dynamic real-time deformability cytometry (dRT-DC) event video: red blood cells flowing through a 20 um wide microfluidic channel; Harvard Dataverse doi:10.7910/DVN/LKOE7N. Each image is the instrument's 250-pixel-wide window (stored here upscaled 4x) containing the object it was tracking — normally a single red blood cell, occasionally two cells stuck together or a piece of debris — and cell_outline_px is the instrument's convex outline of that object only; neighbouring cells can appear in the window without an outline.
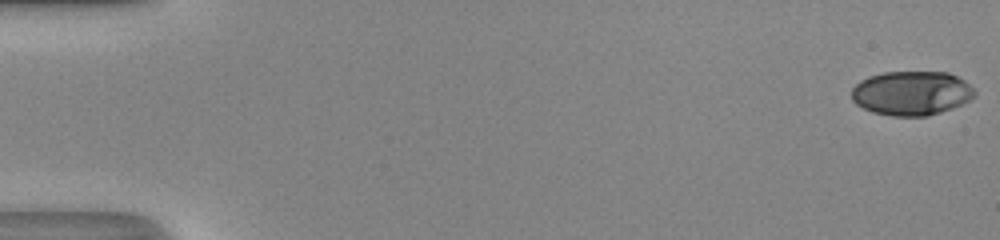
{"species": "human", "species_latin": "Homo sapiens", "temperature_condition": "room temperature", "stored_images_in_passage": 51, "camera_frame_rate_fps": 3000, "um_per_image_px": 0.085, "donor": {"sex": "male"}, "frame": {"image": 1, "passage_image": 1, "time_ms": 0.0, "image_size_px": [1000, 240], "cell_outline_px": [[976, 96], [952, 108], [928, 116], [892, 116], [872, 112], [856, 104], [852, 100], [852, 88], [860, 80], [868, 76], [884, 72], [948, 72], [964, 80], [976, 92]], "centroid_in_image_um": [77.46, 7.91], "position_along_channel_um": 7.5, "area_um2": 31.73}}
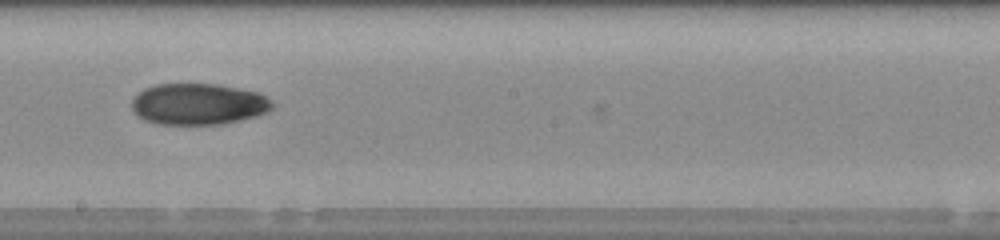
{"frame": {"image": 2, "passage_image": 30, "time_ms": 9.667, "image_size_px": [1000, 240], "cell_outline_px": [[276, 104], [268, 112], [256, 116], [224, 124], [156, 124], [144, 120], [132, 112], [132, 96], [144, 88], [156, 84], [216, 84], [260, 92], [272, 100]], "centroid_in_image_um": [16.86, 8.85], "position_along_channel_um": 231.3, "area_um2": 34.33}}
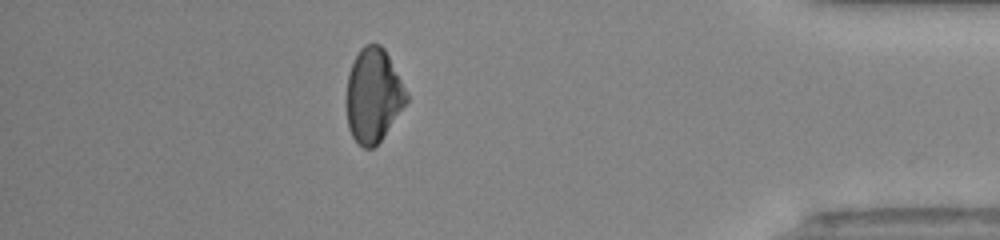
{"frame": {"image": 3, "passage_image": 45, "time_ms": 14.667, "image_size_px": [1000, 240], "cell_outline_px": [[408, 100], [380, 140], [372, 148], [364, 148], [352, 136], [348, 128], [344, 100], [348, 72], [360, 48], [364, 44], [380, 44], [384, 48], [408, 92]], "centroid_in_image_um": [31.69, 8.09], "position_along_channel_um": 403.5, "area_um2": 33.0}, "authors_computed_cell_mechanics": {"area_um2": 33.524, "velocity_mm_per_s": 4.253, "shape_relaxation_time_tau1_ms": 9.3911, "shape_relaxation_time_tau2_ms": 2.6249, "deformation_change_tau1": 0.2084, "deformation_change_tau2": 0.0631}}